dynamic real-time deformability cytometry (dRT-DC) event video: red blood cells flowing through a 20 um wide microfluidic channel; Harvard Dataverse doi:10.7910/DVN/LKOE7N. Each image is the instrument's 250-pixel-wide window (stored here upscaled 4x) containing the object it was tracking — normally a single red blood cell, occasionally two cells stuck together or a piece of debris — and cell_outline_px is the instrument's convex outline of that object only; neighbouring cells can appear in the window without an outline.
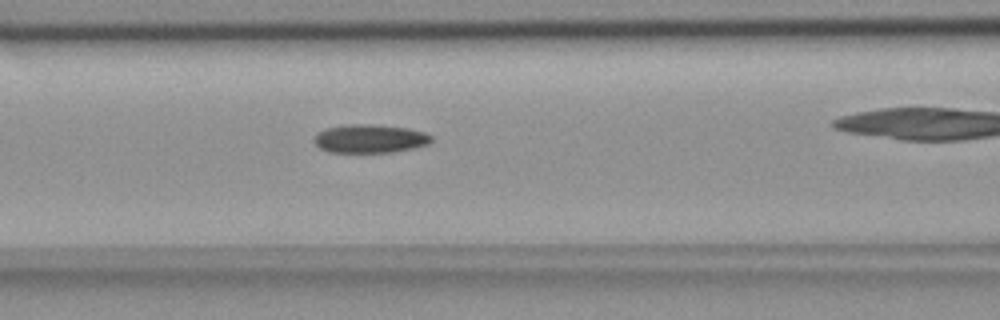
{"species": "common noctule bat (a hibernating species)", "species_latin": "Nyctalus noctula", "temperature_condition": "room temperature", "stored_images_in_passage": 44, "camera_frame_rate_fps": 3000, "um_per_image_px": 0.085, "animal": {"sex": "female", "body_mass_g": 18.4}, "frame": {"image": 1, "passage_image": 23, "time_ms": 7.333, "image_size_px": [1000, 320], "cell_outline_px": [[432, 140], [428, 144], [412, 148], [392, 152], [328, 152], [320, 148], [312, 140], [320, 132], [328, 128], [352, 124], [368, 124], [408, 128], [424, 132], [432, 136]], "centroid_in_image_um": [31.46, 11.79], "position_along_channel_um": 135.1, "area_um2": 19.19}}
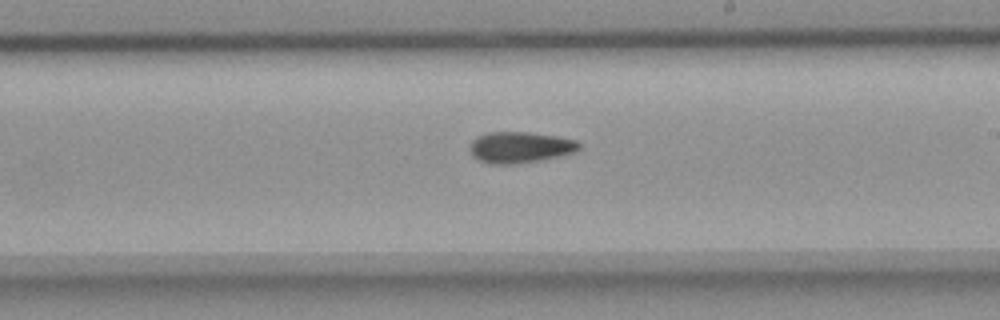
{"frame": {"image": 2, "passage_image": 32, "time_ms": 10.333, "image_size_px": [1000, 320], "cell_outline_px": [[580, 148], [576, 152], [540, 160], [512, 164], [492, 164], [476, 160], [472, 156], [468, 148], [472, 140], [476, 136], [488, 132], [528, 132], [556, 136], [576, 140], [580, 144]], "centroid_in_image_um": [44.15, 12.52], "position_along_channel_um": 244.8, "area_um2": 20.0}}
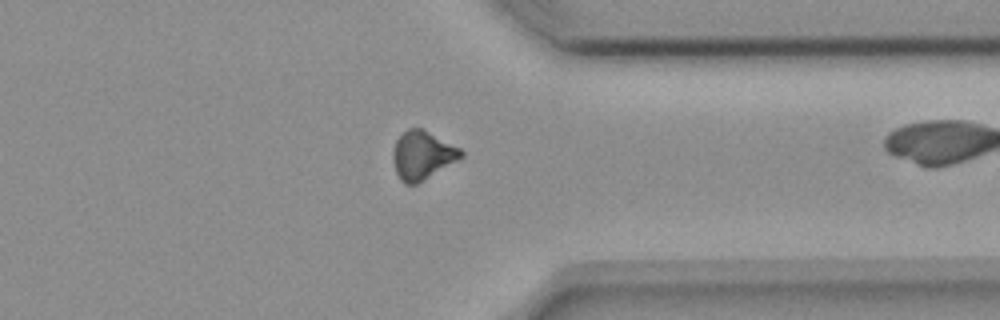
{"frame": {"image": 3, "passage_image": 43, "time_ms": 14.0, "image_size_px": [1000, 320], "cell_outline_px": [[464, 156], [416, 184], [404, 184], [400, 180], [396, 172], [392, 160], [392, 152], [396, 140], [408, 128], [420, 128], [460, 148], [464, 152]], "centroid_in_image_um": [35.87, 13.2], "position_along_channel_um": 375.5, "area_um2": 18.9}}